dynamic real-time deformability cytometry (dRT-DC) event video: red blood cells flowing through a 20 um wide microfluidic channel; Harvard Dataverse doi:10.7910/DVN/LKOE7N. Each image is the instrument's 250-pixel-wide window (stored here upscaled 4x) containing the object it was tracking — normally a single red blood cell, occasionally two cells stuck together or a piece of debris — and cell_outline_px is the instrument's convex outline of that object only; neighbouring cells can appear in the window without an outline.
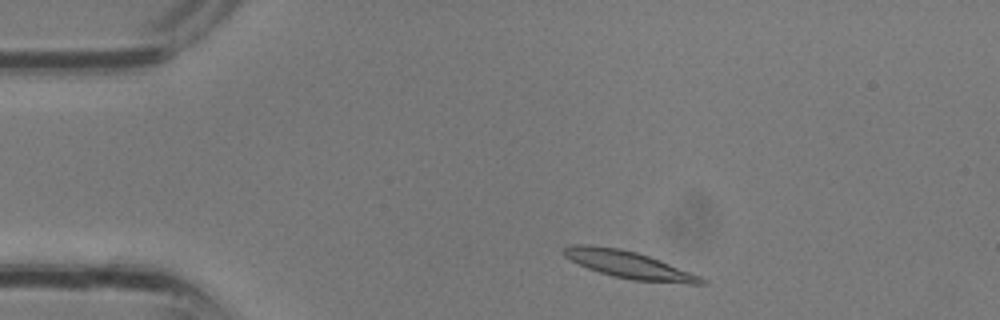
{"species": "common noctule bat (a hibernating species)", "species_latin": "Nyctalus noctula", "temperature_condition": "room temperature", "stored_images_in_passage": 2, "camera_frame_rate_fps": 3000, "um_per_image_px": 0.085, "animal": {"sex": "male", "body_mass_g": 13.3}, "frame": {"image": 1, "passage_image": 1, "time_ms": 0.0, "image_size_px": [1000, 320], "cell_outline_px": [[708, 280], [704, 284], [688, 284], [632, 280], [612, 276], [588, 268], [564, 256], [560, 252], [564, 248], [576, 244], [588, 244], [620, 248], [636, 252], [660, 260], [700, 276]], "centroid_in_image_um": [53.46, 22.5], "position_along_channel_um": 31.5, "area_um2": 21.79}}
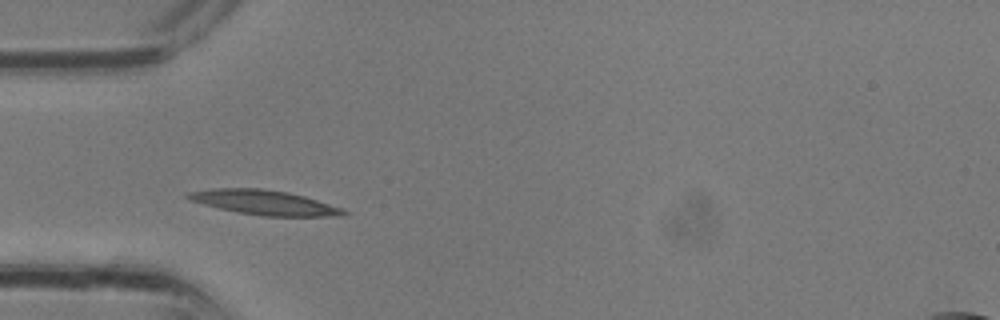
{"frame": {"image": 2, "passage_image": 2, "time_ms": 0.333, "image_size_px": [1000, 320], "cell_outline_px": [[348, 212], [344, 216], [260, 216], [236, 212], [188, 200], [184, 196], [188, 192], [212, 188], [260, 188], [288, 192], [304, 196], [340, 208]], "centroid_in_image_um": [22.41, 17.21], "position_along_channel_um": 62.6, "area_um2": 22.25}}